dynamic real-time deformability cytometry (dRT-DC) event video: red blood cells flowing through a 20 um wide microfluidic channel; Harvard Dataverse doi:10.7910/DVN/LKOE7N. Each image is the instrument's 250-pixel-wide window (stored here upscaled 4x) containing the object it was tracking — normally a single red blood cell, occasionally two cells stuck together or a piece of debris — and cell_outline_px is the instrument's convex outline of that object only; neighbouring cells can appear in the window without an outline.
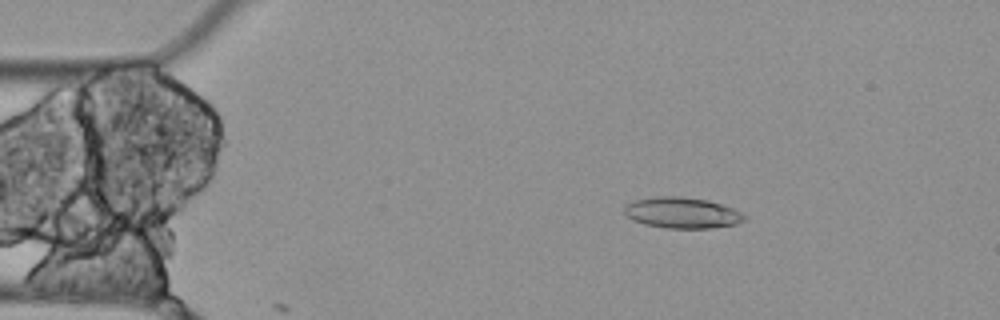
{"species": "Egyptian fruit bat (a non-hibernating species)", "species_latin": "Rousettus aegyptiacus", "temperature_condition": "cold", "stored_images_in_passage": 5, "camera_frame_rate_fps": 3000, "um_per_image_px": 0.085, "animal": {"sex": "female"}, "frame": {"image": 1, "passage_image": 3, "time_ms": 0.667, "image_size_px": [1000, 320], "cell_outline_px": [[748, 216], [744, 220], [736, 224], [712, 228], [668, 228], [644, 224], [632, 220], [624, 212], [624, 208], [632, 200], [656, 196], [680, 196], [708, 200], [724, 204], [744, 212]], "centroid_in_image_um": [58.03, 18.08], "position_along_channel_um": 27.0, "area_um2": 21.96}}